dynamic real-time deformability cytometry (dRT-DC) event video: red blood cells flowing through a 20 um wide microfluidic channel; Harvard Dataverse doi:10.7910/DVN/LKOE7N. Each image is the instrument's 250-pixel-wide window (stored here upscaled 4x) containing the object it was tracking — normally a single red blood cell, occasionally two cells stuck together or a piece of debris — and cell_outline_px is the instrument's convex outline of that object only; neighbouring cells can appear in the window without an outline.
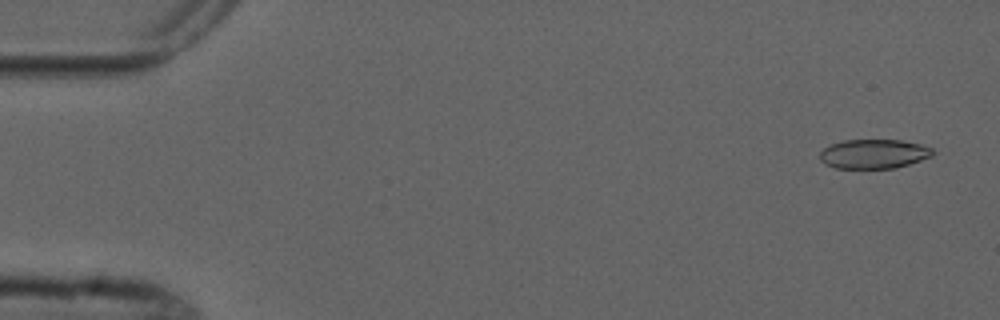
{"species": "common noctule bat (a hibernating species)", "species_latin": "Nyctalus noctula", "temperature_condition": "cold", "stored_images_in_passage": 5, "camera_frame_rate_fps": 3000, "um_per_image_px": 0.085, "animal": {"sex": "male", "forearm_length_mm": 52.5}, "frame": {"image": 1, "passage_image": 1, "time_ms": 0.0, "image_size_px": [1000, 320], "cell_outline_px": [[936, 152], [932, 156], [896, 168], [836, 168], [824, 164], [820, 160], [820, 152], [824, 148], [832, 144], [844, 140], [900, 140], [920, 144], [932, 148]], "centroid_in_image_um": [74.27, 13.08], "position_along_channel_um": 10.7, "area_um2": 19.25}}
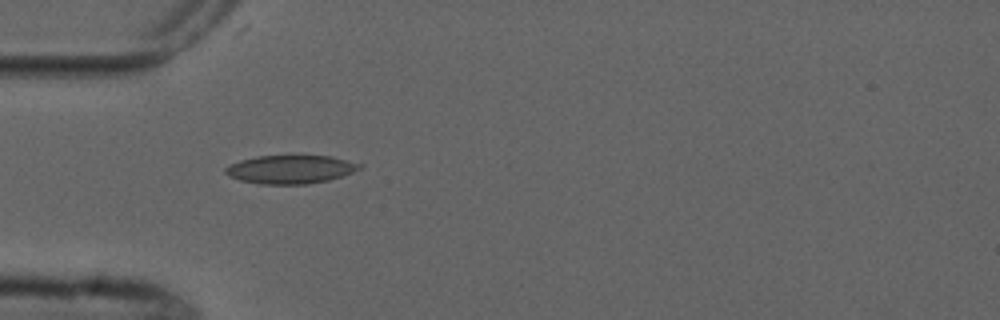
{"frame": {"image": 2, "passage_image": 4, "time_ms": 4.667, "image_size_px": [1000, 320], "cell_outline_px": [[364, 168], [328, 180], [308, 184], [260, 184], [240, 180], [228, 176], [224, 172], [224, 168], [240, 160], [256, 156], [332, 156], [364, 164]], "centroid_in_image_um": [24.71, 14.39], "position_along_channel_um": 60.3, "area_um2": 22.25}}
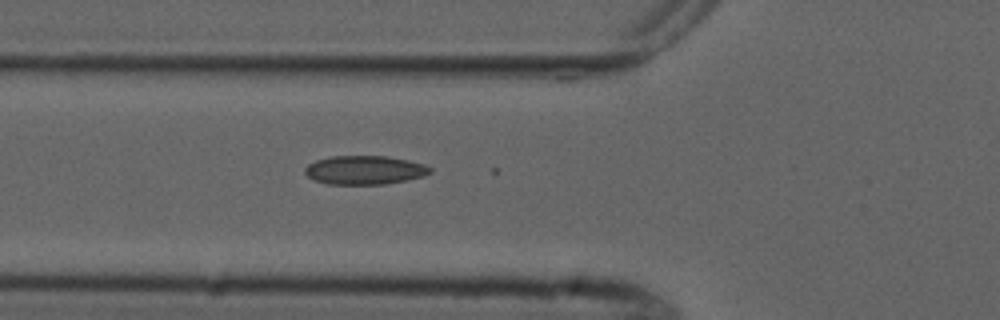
{"frame": {"image": 3, "passage_image": 5, "time_ms": 5.667, "image_size_px": [1000, 320], "cell_outline_px": [[432, 172], [424, 176], [384, 184], [324, 184], [312, 180], [304, 172], [304, 168], [308, 164], [316, 160], [332, 156], [388, 156], [408, 160], [424, 164], [432, 168]], "centroid_in_image_um": [30.97, 14.45], "position_along_channel_um": 94.8, "area_um2": 21.1}}